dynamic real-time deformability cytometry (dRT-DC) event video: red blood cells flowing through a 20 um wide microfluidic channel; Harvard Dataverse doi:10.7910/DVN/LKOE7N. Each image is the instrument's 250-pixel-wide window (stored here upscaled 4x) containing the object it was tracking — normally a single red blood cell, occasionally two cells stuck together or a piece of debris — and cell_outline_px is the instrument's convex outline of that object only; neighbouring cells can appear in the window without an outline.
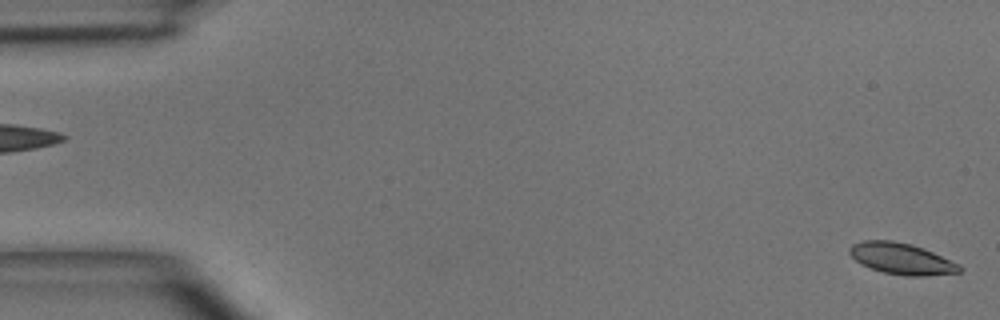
{"species": "common noctule bat (a hibernating species)", "species_latin": "Nyctalus noctula", "temperature_condition": "room temperature", "stored_images_in_passage": 5, "camera_frame_rate_fps": 3000, "um_per_image_px": 0.085, "animal": {"sex": "male", "body_mass_g": 15.6}, "frame": {"image": 1, "passage_image": 1, "time_ms": 0.0, "image_size_px": [1000, 320], "cell_outline_px": [[964, 268], [960, 272], [924, 276], [904, 276], [884, 272], [860, 264], [848, 252], [848, 248], [852, 244], [860, 240], [892, 240], [912, 244], [924, 248], [960, 264]], "centroid_in_image_um": [76.63, 21.98], "position_along_channel_um": 8.4, "area_um2": 20.23}}
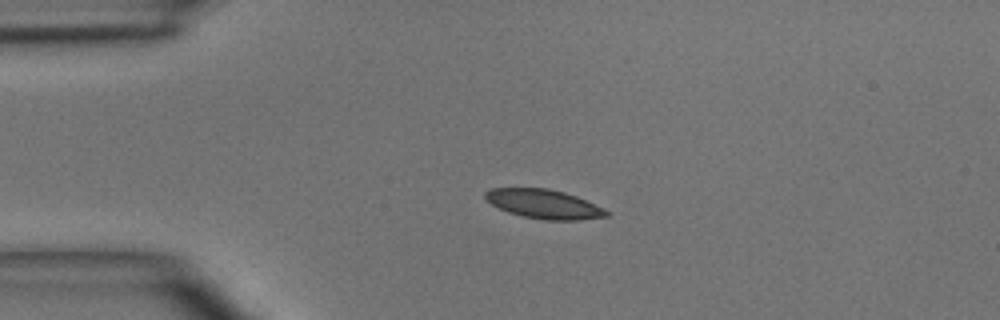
{"frame": {"image": 2, "passage_image": 4, "time_ms": 3.333, "image_size_px": [1000, 320], "cell_outline_px": [[608, 216], [580, 220], [544, 220], [524, 216], [508, 212], [492, 204], [484, 196], [484, 192], [492, 188], [548, 188], [564, 192], [576, 196], [608, 212]], "centroid_in_image_um": [46.19, 17.34], "position_along_channel_um": 38.8, "area_um2": 20.17}}